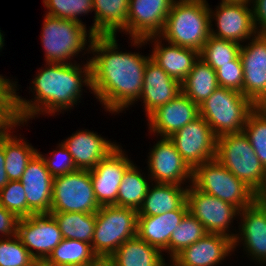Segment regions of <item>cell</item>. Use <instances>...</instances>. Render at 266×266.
<instances>
[{
    "mask_svg": "<svg viewBox=\"0 0 266 266\" xmlns=\"http://www.w3.org/2000/svg\"><path fill=\"white\" fill-rule=\"evenodd\" d=\"M149 184L137 167L132 164L124 173L120 183L116 206L138 211L147 194Z\"/></svg>",
    "mask_w": 266,
    "mask_h": 266,
    "instance_id": "cell-33",
    "label": "cell"
},
{
    "mask_svg": "<svg viewBox=\"0 0 266 266\" xmlns=\"http://www.w3.org/2000/svg\"><path fill=\"white\" fill-rule=\"evenodd\" d=\"M158 37V38H157ZM157 40H156V39ZM159 36H150L144 38H131L133 45L142 46V44L151 39L154 40L153 52L150 58L161 67L171 78L182 83L192 70L194 63L200 57V52L195 49L182 47L168 43L169 46L161 45Z\"/></svg>",
    "mask_w": 266,
    "mask_h": 266,
    "instance_id": "cell-21",
    "label": "cell"
},
{
    "mask_svg": "<svg viewBox=\"0 0 266 266\" xmlns=\"http://www.w3.org/2000/svg\"><path fill=\"white\" fill-rule=\"evenodd\" d=\"M44 20L41 36L47 64H67L71 57L84 50L88 37L85 24L47 14Z\"/></svg>",
    "mask_w": 266,
    "mask_h": 266,
    "instance_id": "cell-8",
    "label": "cell"
},
{
    "mask_svg": "<svg viewBox=\"0 0 266 266\" xmlns=\"http://www.w3.org/2000/svg\"><path fill=\"white\" fill-rule=\"evenodd\" d=\"M250 3H220L216 13L210 10L211 20H216L217 32L211 28V36L230 40L237 43L256 36L253 9L248 8ZM215 18H214V17ZM213 18V19H212ZM241 41V42H240Z\"/></svg>",
    "mask_w": 266,
    "mask_h": 266,
    "instance_id": "cell-14",
    "label": "cell"
},
{
    "mask_svg": "<svg viewBox=\"0 0 266 266\" xmlns=\"http://www.w3.org/2000/svg\"><path fill=\"white\" fill-rule=\"evenodd\" d=\"M84 83L92 89L89 61L83 68L75 63L73 65L70 61L67 64L48 63V67L38 71L33 80L35 100L30 102L16 95L18 122H27L42 112L52 115L71 108L81 97Z\"/></svg>",
    "mask_w": 266,
    "mask_h": 266,
    "instance_id": "cell-2",
    "label": "cell"
},
{
    "mask_svg": "<svg viewBox=\"0 0 266 266\" xmlns=\"http://www.w3.org/2000/svg\"><path fill=\"white\" fill-rule=\"evenodd\" d=\"M149 155L148 166L155 183L181 185L188 178L192 182L193 170L183 160L169 137H161ZM184 180V181H183Z\"/></svg>",
    "mask_w": 266,
    "mask_h": 266,
    "instance_id": "cell-16",
    "label": "cell"
},
{
    "mask_svg": "<svg viewBox=\"0 0 266 266\" xmlns=\"http://www.w3.org/2000/svg\"><path fill=\"white\" fill-rule=\"evenodd\" d=\"M233 249V240L225 235L207 233L181 251L175 258L181 266H216Z\"/></svg>",
    "mask_w": 266,
    "mask_h": 266,
    "instance_id": "cell-24",
    "label": "cell"
},
{
    "mask_svg": "<svg viewBox=\"0 0 266 266\" xmlns=\"http://www.w3.org/2000/svg\"><path fill=\"white\" fill-rule=\"evenodd\" d=\"M20 181L26 192L28 217L50 213L54 177L38 153L28 163Z\"/></svg>",
    "mask_w": 266,
    "mask_h": 266,
    "instance_id": "cell-17",
    "label": "cell"
},
{
    "mask_svg": "<svg viewBox=\"0 0 266 266\" xmlns=\"http://www.w3.org/2000/svg\"><path fill=\"white\" fill-rule=\"evenodd\" d=\"M199 117V106L184 93L158 107L148 116L151 132L161 137H170L186 124Z\"/></svg>",
    "mask_w": 266,
    "mask_h": 266,
    "instance_id": "cell-19",
    "label": "cell"
},
{
    "mask_svg": "<svg viewBox=\"0 0 266 266\" xmlns=\"http://www.w3.org/2000/svg\"><path fill=\"white\" fill-rule=\"evenodd\" d=\"M4 36H3V34L1 33V30H0V50H1V48L4 46V38H3Z\"/></svg>",
    "mask_w": 266,
    "mask_h": 266,
    "instance_id": "cell-52",
    "label": "cell"
},
{
    "mask_svg": "<svg viewBox=\"0 0 266 266\" xmlns=\"http://www.w3.org/2000/svg\"><path fill=\"white\" fill-rule=\"evenodd\" d=\"M129 0H93L94 36H114L117 30L127 32Z\"/></svg>",
    "mask_w": 266,
    "mask_h": 266,
    "instance_id": "cell-27",
    "label": "cell"
},
{
    "mask_svg": "<svg viewBox=\"0 0 266 266\" xmlns=\"http://www.w3.org/2000/svg\"><path fill=\"white\" fill-rule=\"evenodd\" d=\"M253 111L266 120V92L252 102Z\"/></svg>",
    "mask_w": 266,
    "mask_h": 266,
    "instance_id": "cell-46",
    "label": "cell"
},
{
    "mask_svg": "<svg viewBox=\"0 0 266 266\" xmlns=\"http://www.w3.org/2000/svg\"><path fill=\"white\" fill-rule=\"evenodd\" d=\"M222 3H249L252 0H221Z\"/></svg>",
    "mask_w": 266,
    "mask_h": 266,
    "instance_id": "cell-49",
    "label": "cell"
},
{
    "mask_svg": "<svg viewBox=\"0 0 266 266\" xmlns=\"http://www.w3.org/2000/svg\"><path fill=\"white\" fill-rule=\"evenodd\" d=\"M215 159L258 196L266 187V169L244 132L217 138Z\"/></svg>",
    "mask_w": 266,
    "mask_h": 266,
    "instance_id": "cell-4",
    "label": "cell"
},
{
    "mask_svg": "<svg viewBox=\"0 0 266 266\" xmlns=\"http://www.w3.org/2000/svg\"><path fill=\"white\" fill-rule=\"evenodd\" d=\"M218 85L227 89L236 90L243 94V66L238 56L229 64L222 65L216 70Z\"/></svg>",
    "mask_w": 266,
    "mask_h": 266,
    "instance_id": "cell-40",
    "label": "cell"
},
{
    "mask_svg": "<svg viewBox=\"0 0 266 266\" xmlns=\"http://www.w3.org/2000/svg\"><path fill=\"white\" fill-rule=\"evenodd\" d=\"M43 3L49 10L47 15L80 23L79 15L93 11V0H43Z\"/></svg>",
    "mask_w": 266,
    "mask_h": 266,
    "instance_id": "cell-36",
    "label": "cell"
},
{
    "mask_svg": "<svg viewBox=\"0 0 266 266\" xmlns=\"http://www.w3.org/2000/svg\"><path fill=\"white\" fill-rule=\"evenodd\" d=\"M258 198L266 205V187L264 191L258 196Z\"/></svg>",
    "mask_w": 266,
    "mask_h": 266,
    "instance_id": "cell-50",
    "label": "cell"
},
{
    "mask_svg": "<svg viewBox=\"0 0 266 266\" xmlns=\"http://www.w3.org/2000/svg\"><path fill=\"white\" fill-rule=\"evenodd\" d=\"M28 266H54L47 259H33Z\"/></svg>",
    "mask_w": 266,
    "mask_h": 266,
    "instance_id": "cell-48",
    "label": "cell"
},
{
    "mask_svg": "<svg viewBox=\"0 0 266 266\" xmlns=\"http://www.w3.org/2000/svg\"><path fill=\"white\" fill-rule=\"evenodd\" d=\"M187 189L181 185L156 183L149 186L138 216H156L173 210H188Z\"/></svg>",
    "mask_w": 266,
    "mask_h": 266,
    "instance_id": "cell-26",
    "label": "cell"
},
{
    "mask_svg": "<svg viewBox=\"0 0 266 266\" xmlns=\"http://www.w3.org/2000/svg\"><path fill=\"white\" fill-rule=\"evenodd\" d=\"M0 205L18 218L28 217L26 192L20 180L9 181L0 190Z\"/></svg>",
    "mask_w": 266,
    "mask_h": 266,
    "instance_id": "cell-37",
    "label": "cell"
},
{
    "mask_svg": "<svg viewBox=\"0 0 266 266\" xmlns=\"http://www.w3.org/2000/svg\"><path fill=\"white\" fill-rule=\"evenodd\" d=\"M241 224L239 225L240 236L233 240L235 249L239 240H244L243 246L253 259L260 263H266V205L257 198L251 205L242 209L239 214ZM243 221V222H242ZM241 238V239H240Z\"/></svg>",
    "mask_w": 266,
    "mask_h": 266,
    "instance_id": "cell-20",
    "label": "cell"
},
{
    "mask_svg": "<svg viewBox=\"0 0 266 266\" xmlns=\"http://www.w3.org/2000/svg\"><path fill=\"white\" fill-rule=\"evenodd\" d=\"M63 144L79 170L93 169L118 147L117 144L88 130L72 134Z\"/></svg>",
    "mask_w": 266,
    "mask_h": 266,
    "instance_id": "cell-22",
    "label": "cell"
},
{
    "mask_svg": "<svg viewBox=\"0 0 266 266\" xmlns=\"http://www.w3.org/2000/svg\"><path fill=\"white\" fill-rule=\"evenodd\" d=\"M181 93V83L171 78L161 67L150 59L145 66L141 99L146 116L158 107L170 102Z\"/></svg>",
    "mask_w": 266,
    "mask_h": 266,
    "instance_id": "cell-23",
    "label": "cell"
},
{
    "mask_svg": "<svg viewBox=\"0 0 266 266\" xmlns=\"http://www.w3.org/2000/svg\"><path fill=\"white\" fill-rule=\"evenodd\" d=\"M100 207L89 170L54 177L50 212L96 213Z\"/></svg>",
    "mask_w": 266,
    "mask_h": 266,
    "instance_id": "cell-9",
    "label": "cell"
},
{
    "mask_svg": "<svg viewBox=\"0 0 266 266\" xmlns=\"http://www.w3.org/2000/svg\"><path fill=\"white\" fill-rule=\"evenodd\" d=\"M57 221L63 239H76L92 243L96 213L50 212Z\"/></svg>",
    "mask_w": 266,
    "mask_h": 266,
    "instance_id": "cell-30",
    "label": "cell"
},
{
    "mask_svg": "<svg viewBox=\"0 0 266 266\" xmlns=\"http://www.w3.org/2000/svg\"><path fill=\"white\" fill-rule=\"evenodd\" d=\"M187 187L188 212L204 225L207 233L225 235L234 240L238 234L227 233V229L240 210L231 203L199 191L193 185Z\"/></svg>",
    "mask_w": 266,
    "mask_h": 266,
    "instance_id": "cell-10",
    "label": "cell"
},
{
    "mask_svg": "<svg viewBox=\"0 0 266 266\" xmlns=\"http://www.w3.org/2000/svg\"><path fill=\"white\" fill-rule=\"evenodd\" d=\"M88 35L89 51L98 54L89 60L91 90L105 109L120 112L140 99L145 66L151 58L118 52L116 35L94 36L90 30Z\"/></svg>",
    "mask_w": 266,
    "mask_h": 266,
    "instance_id": "cell-1",
    "label": "cell"
},
{
    "mask_svg": "<svg viewBox=\"0 0 266 266\" xmlns=\"http://www.w3.org/2000/svg\"><path fill=\"white\" fill-rule=\"evenodd\" d=\"M248 45H241L243 95L254 102L266 92V35L257 34Z\"/></svg>",
    "mask_w": 266,
    "mask_h": 266,
    "instance_id": "cell-18",
    "label": "cell"
},
{
    "mask_svg": "<svg viewBox=\"0 0 266 266\" xmlns=\"http://www.w3.org/2000/svg\"><path fill=\"white\" fill-rule=\"evenodd\" d=\"M59 150L52 153V158L43 156L40 152L38 154L44 160L46 168L53 177L65 175L77 171V167L73 161L72 155L68 152L64 144L59 143Z\"/></svg>",
    "mask_w": 266,
    "mask_h": 266,
    "instance_id": "cell-41",
    "label": "cell"
},
{
    "mask_svg": "<svg viewBox=\"0 0 266 266\" xmlns=\"http://www.w3.org/2000/svg\"><path fill=\"white\" fill-rule=\"evenodd\" d=\"M252 110V102L241 92L219 86L199 105V116L207 121L215 137L219 138L243 132Z\"/></svg>",
    "mask_w": 266,
    "mask_h": 266,
    "instance_id": "cell-5",
    "label": "cell"
},
{
    "mask_svg": "<svg viewBox=\"0 0 266 266\" xmlns=\"http://www.w3.org/2000/svg\"><path fill=\"white\" fill-rule=\"evenodd\" d=\"M218 87L216 71L199 57L188 76L181 83V92L199 106Z\"/></svg>",
    "mask_w": 266,
    "mask_h": 266,
    "instance_id": "cell-29",
    "label": "cell"
},
{
    "mask_svg": "<svg viewBox=\"0 0 266 266\" xmlns=\"http://www.w3.org/2000/svg\"><path fill=\"white\" fill-rule=\"evenodd\" d=\"M243 132L266 169V120L252 110L246 119Z\"/></svg>",
    "mask_w": 266,
    "mask_h": 266,
    "instance_id": "cell-38",
    "label": "cell"
},
{
    "mask_svg": "<svg viewBox=\"0 0 266 266\" xmlns=\"http://www.w3.org/2000/svg\"><path fill=\"white\" fill-rule=\"evenodd\" d=\"M118 147L90 171L94 195L100 206L115 205L125 171L132 165Z\"/></svg>",
    "mask_w": 266,
    "mask_h": 266,
    "instance_id": "cell-13",
    "label": "cell"
},
{
    "mask_svg": "<svg viewBox=\"0 0 266 266\" xmlns=\"http://www.w3.org/2000/svg\"><path fill=\"white\" fill-rule=\"evenodd\" d=\"M188 210H173L156 216H138L137 236L151 246L169 251V240Z\"/></svg>",
    "mask_w": 266,
    "mask_h": 266,
    "instance_id": "cell-25",
    "label": "cell"
},
{
    "mask_svg": "<svg viewBox=\"0 0 266 266\" xmlns=\"http://www.w3.org/2000/svg\"><path fill=\"white\" fill-rule=\"evenodd\" d=\"M175 0H129L127 32L131 38L158 36Z\"/></svg>",
    "mask_w": 266,
    "mask_h": 266,
    "instance_id": "cell-15",
    "label": "cell"
},
{
    "mask_svg": "<svg viewBox=\"0 0 266 266\" xmlns=\"http://www.w3.org/2000/svg\"><path fill=\"white\" fill-rule=\"evenodd\" d=\"M211 23L206 0H175L159 37L200 52L211 36Z\"/></svg>",
    "mask_w": 266,
    "mask_h": 266,
    "instance_id": "cell-3",
    "label": "cell"
},
{
    "mask_svg": "<svg viewBox=\"0 0 266 266\" xmlns=\"http://www.w3.org/2000/svg\"><path fill=\"white\" fill-rule=\"evenodd\" d=\"M172 264L170 266H181L176 260L172 259L171 260ZM167 264H165V260L163 261V263L161 264V266H166ZM169 266V265H168Z\"/></svg>",
    "mask_w": 266,
    "mask_h": 266,
    "instance_id": "cell-51",
    "label": "cell"
},
{
    "mask_svg": "<svg viewBox=\"0 0 266 266\" xmlns=\"http://www.w3.org/2000/svg\"><path fill=\"white\" fill-rule=\"evenodd\" d=\"M96 257L90 243L76 239H63L53 249L47 260L54 266H84Z\"/></svg>",
    "mask_w": 266,
    "mask_h": 266,
    "instance_id": "cell-32",
    "label": "cell"
},
{
    "mask_svg": "<svg viewBox=\"0 0 266 266\" xmlns=\"http://www.w3.org/2000/svg\"><path fill=\"white\" fill-rule=\"evenodd\" d=\"M241 44L210 36L200 51V58L215 71L222 65L229 64L240 54Z\"/></svg>",
    "mask_w": 266,
    "mask_h": 266,
    "instance_id": "cell-35",
    "label": "cell"
},
{
    "mask_svg": "<svg viewBox=\"0 0 266 266\" xmlns=\"http://www.w3.org/2000/svg\"><path fill=\"white\" fill-rule=\"evenodd\" d=\"M169 138L192 170L202 163L215 159L217 138L207 121L201 116L186 124Z\"/></svg>",
    "mask_w": 266,
    "mask_h": 266,
    "instance_id": "cell-11",
    "label": "cell"
},
{
    "mask_svg": "<svg viewBox=\"0 0 266 266\" xmlns=\"http://www.w3.org/2000/svg\"><path fill=\"white\" fill-rule=\"evenodd\" d=\"M114 266H161L162 252L137 235L125 241L111 256Z\"/></svg>",
    "mask_w": 266,
    "mask_h": 266,
    "instance_id": "cell-28",
    "label": "cell"
},
{
    "mask_svg": "<svg viewBox=\"0 0 266 266\" xmlns=\"http://www.w3.org/2000/svg\"><path fill=\"white\" fill-rule=\"evenodd\" d=\"M10 134V130L4 134L5 168L9 181H17L21 180L28 163L38 151Z\"/></svg>",
    "mask_w": 266,
    "mask_h": 266,
    "instance_id": "cell-31",
    "label": "cell"
},
{
    "mask_svg": "<svg viewBox=\"0 0 266 266\" xmlns=\"http://www.w3.org/2000/svg\"><path fill=\"white\" fill-rule=\"evenodd\" d=\"M16 236L35 259H47L63 240L59 225L50 213L19 218Z\"/></svg>",
    "mask_w": 266,
    "mask_h": 266,
    "instance_id": "cell-12",
    "label": "cell"
},
{
    "mask_svg": "<svg viewBox=\"0 0 266 266\" xmlns=\"http://www.w3.org/2000/svg\"><path fill=\"white\" fill-rule=\"evenodd\" d=\"M19 218L0 205V233L5 237L16 236Z\"/></svg>",
    "mask_w": 266,
    "mask_h": 266,
    "instance_id": "cell-43",
    "label": "cell"
},
{
    "mask_svg": "<svg viewBox=\"0 0 266 266\" xmlns=\"http://www.w3.org/2000/svg\"><path fill=\"white\" fill-rule=\"evenodd\" d=\"M0 239V266H28L34 259L17 236Z\"/></svg>",
    "mask_w": 266,
    "mask_h": 266,
    "instance_id": "cell-39",
    "label": "cell"
},
{
    "mask_svg": "<svg viewBox=\"0 0 266 266\" xmlns=\"http://www.w3.org/2000/svg\"><path fill=\"white\" fill-rule=\"evenodd\" d=\"M9 182L5 168L4 134L0 135V190Z\"/></svg>",
    "mask_w": 266,
    "mask_h": 266,
    "instance_id": "cell-45",
    "label": "cell"
},
{
    "mask_svg": "<svg viewBox=\"0 0 266 266\" xmlns=\"http://www.w3.org/2000/svg\"><path fill=\"white\" fill-rule=\"evenodd\" d=\"M252 2L257 33L260 35H266V0H252ZM257 24L260 29H258Z\"/></svg>",
    "mask_w": 266,
    "mask_h": 266,
    "instance_id": "cell-44",
    "label": "cell"
},
{
    "mask_svg": "<svg viewBox=\"0 0 266 266\" xmlns=\"http://www.w3.org/2000/svg\"><path fill=\"white\" fill-rule=\"evenodd\" d=\"M191 183L199 191L231 203L240 211L258 198L250 187L216 159L196 166Z\"/></svg>",
    "mask_w": 266,
    "mask_h": 266,
    "instance_id": "cell-6",
    "label": "cell"
},
{
    "mask_svg": "<svg viewBox=\"0 0 266 266\" xmlns=\"http://www.w3.org/2000/svg\"><path fill=\"white\" fill-rule=\"evenodd\" d=\"M138 211L115 205H104L96 212L91 243L97 256L110 257L125 241L137 235Z\"/></svg>",
    "mask_w": 266,
    "mask_h": 266,
    "instance_id": "cell-7",
    "label": "cell"
},
{
    "mask_svg": "<svg viewBox=\"0 0 266 266\" xmlns=\"http://www.w3.org/2000/svg\"><path fill=\"white\" fill-rule=\"evenodd\" d=\"M84 266H114L111 257L97 256L93 261L85 264Z\"/></svg>",
    "mask_w": 266,
    "mask_h": 266,
    "instance_id": "cell-47",
    "label": "cell"
},
{
    "mask_svg": "<svg viewBox=\"0 0 266 266\" xmlns=\"http://www.w3.org/2000/svg\"><path fill=\"white\" fill-rule=\"evenodd\" d=\"M16 84L0 75V103L18 120Z\"/></svg>",
    "mask_w": 266,
    "mask_h": 266,
    "instance_id": "cell-42",
    "label": "cell"
},
{
    "mask_svg": "<svg viewBox=\"0 0 266 266\" xmlns=\"http://www.w3.org/2000/svg\"><path fill=\"white\" fill-rule=\"evenodd\" d=\"M206 234L207 231L204 225L188 212L172 232L168 252L170 259H174L181 251L203 238Z\"/></svg>",
    "mask_w": 266,
    "mask_h": 266,
    "instance_id": "cell-34",
    "label": "cell"
}]
</instances>
